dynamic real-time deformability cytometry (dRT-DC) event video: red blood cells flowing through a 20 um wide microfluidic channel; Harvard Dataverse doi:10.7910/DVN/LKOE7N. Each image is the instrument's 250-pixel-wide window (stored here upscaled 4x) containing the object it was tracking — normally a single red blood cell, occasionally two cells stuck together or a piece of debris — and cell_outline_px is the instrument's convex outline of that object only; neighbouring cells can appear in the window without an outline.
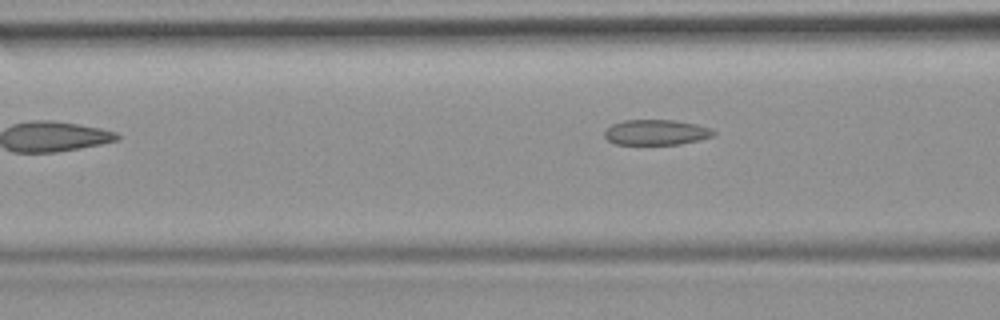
{"species": "common noctule bat (a hibernating species)", "species_latin": "Nyctalus noctula", "temperature_condition": "room temperature", "stored_images_in_passage": 5, "camera_frame_rate_fps": 3000, "um_per_image_px": 0.085, "animal": {"sex": "female", "body_mass_g": 19.9}, "frame": {"image": 1, "passage_image": 4, "time_ms": 3.667, "image_size_px": [1000, 320], "cell_outline_px": [[716, 136], [700, 140], [680, 144], [616, 144], [608, 140], [604, 136], [604, 132], [612, 124], [624, 120], [676, 120], [696, 124], [708, 128], [716, 132]], "centroid_in_image_um": [55.8, 11.25], "position_along_channel_um": 110.8, "area_um2": 16.13}}
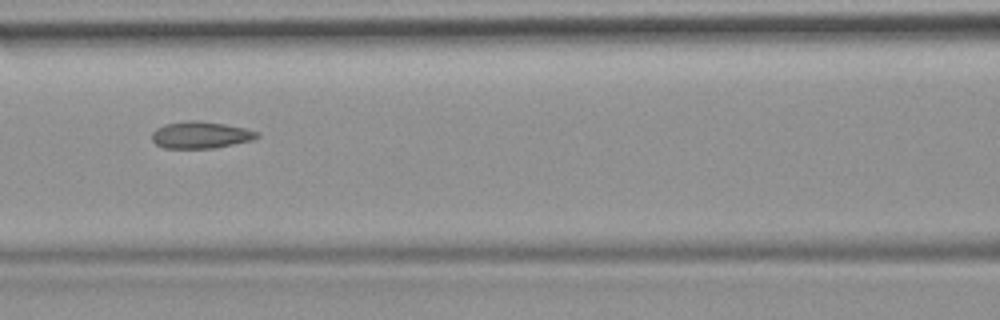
{"frame": {"image": 2, "passage_image": 5, "time_ms": 4.667, "image_size_px": [1000, 320], "cell_outline_px": [[260, 136], [252, 140], [212, 148], [164, 148], [156, 144], [152, 140], [152, 132], [156, 128], [164, 124], [192, 120], [196, 120], [224, 124], [244, 128], [260, 132]], "centroid_in_image_um": [17.04, 11.47], "position_along_channel_um": 149.6, "area_um2": 16.36}}